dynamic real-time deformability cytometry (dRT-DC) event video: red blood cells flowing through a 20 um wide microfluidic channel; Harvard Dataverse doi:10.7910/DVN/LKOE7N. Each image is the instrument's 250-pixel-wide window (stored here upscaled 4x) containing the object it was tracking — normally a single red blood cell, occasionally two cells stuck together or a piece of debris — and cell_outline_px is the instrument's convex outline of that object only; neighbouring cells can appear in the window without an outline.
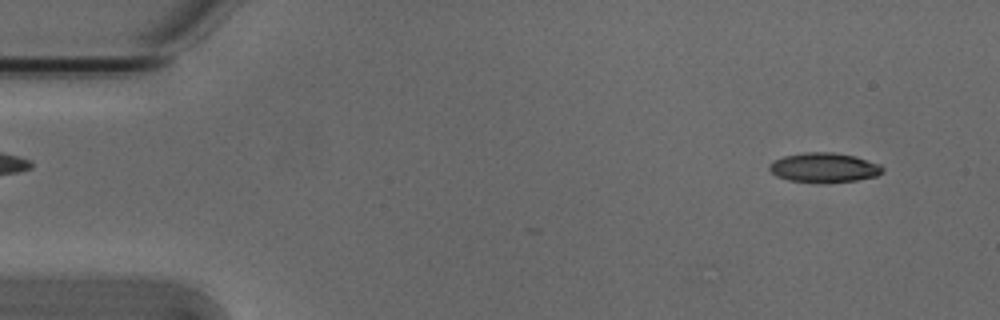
{"species": "Egyptian fruit bat (a non-hibernating species)", "species_latin": "Rousettus aegyptiacus", "temperature_condition": "cold", "stored_images_in_passage": 2, "camera_frame_rate_fps": 3000, "um_per_image_px": 0.085, "animal": {"sex": "male"}, "frame": {"image": 1, "passage_image": 2, "time_ms": 0.333, "image_size_px": [1000, 320], "cell_outline_px": [[884, 172], [876, 176], [856, 180], [824, 184], [820, 184], [788, 180], [776, 176], [768, 168], [768, 164], [772, 160], [784, 156], [804, 152], [832, 152], [856, 156], [880, 164], [884, 168]], "centroid_in_image_um": [70.03, 14.26], "position_along_channel_um": 15.0, "area_um2": 20.0}}